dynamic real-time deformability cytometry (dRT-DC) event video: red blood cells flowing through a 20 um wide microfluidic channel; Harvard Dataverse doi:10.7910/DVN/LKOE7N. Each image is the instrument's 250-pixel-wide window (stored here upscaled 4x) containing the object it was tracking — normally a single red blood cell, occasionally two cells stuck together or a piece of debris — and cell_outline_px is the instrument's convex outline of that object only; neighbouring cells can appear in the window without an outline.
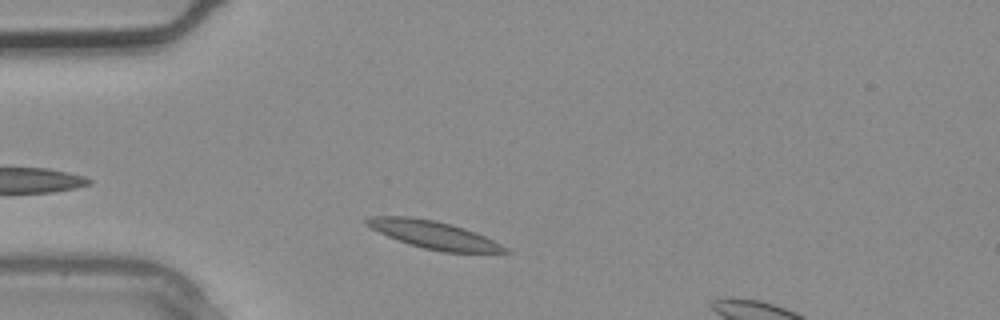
{"species": "common noctule bat (a hibernating species)", "species_latin": "Nyctalus noctula", "temperature_condition": "warm", "stored_images_in_passage": 5, "camera_frame_rate_fps": 3000, "um_per_image_px": 0.085, "animal": {"sex": "male", "body_mass_g": 20.4}, "frame": {"image": 1, "passage_image": 4, "time_ms": 1.0, "image_size_px": [1000, 320], "cell_outline_px": [[512, 252], [444, 252], [424, 248], [388, 236], [364, 224], [364, 220], [372, 216], [408, 216], [436, 220], [464, 228], [476, 232], [508, 248]], "centroid_in_image_um": [36.86, 19.94], "position_along_channel_um": 48.1, "area_um2": 21.91}}